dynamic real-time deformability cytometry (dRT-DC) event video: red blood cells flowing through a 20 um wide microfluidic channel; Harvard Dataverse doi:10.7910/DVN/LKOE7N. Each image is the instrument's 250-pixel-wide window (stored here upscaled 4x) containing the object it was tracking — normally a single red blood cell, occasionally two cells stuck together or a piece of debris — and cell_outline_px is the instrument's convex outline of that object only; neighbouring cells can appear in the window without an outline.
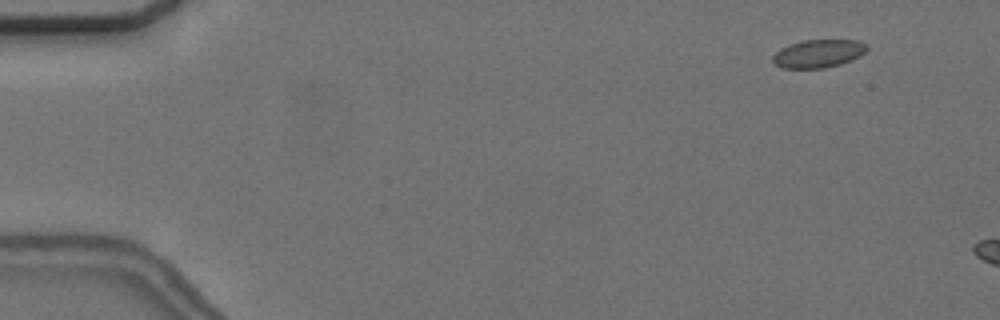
{"species": "common noctule bat (a hibernating species)", "species_latin": "Nyctalus noctula", "temperature_condition": "cold", "stored_images_in_passage": 12, "camera_frame_rate_fps": 3000, "um_per_image_px": 0.085, "animal": {"sex": "female", "body_mass_g": 24.6, "forearm_length_mm": 56.2}, "frame": {"image": 1, "passage_image": 6, "time_ms": 1.667, "image_size_px": [1000, 320], "cell_outline_px": [[868, 48], [860, 56], [852, 60], [840, 64], [824, 68], [784, 68], [776, 64], [772, 60], [772, 56], [780, 48], [788, 44], [804, 40], [860, 40], [868, 44]], "centroid_in_image_um": [69.58, 4.54], "position_along_channel_um": 15.4, "area_um2": 15.49}}